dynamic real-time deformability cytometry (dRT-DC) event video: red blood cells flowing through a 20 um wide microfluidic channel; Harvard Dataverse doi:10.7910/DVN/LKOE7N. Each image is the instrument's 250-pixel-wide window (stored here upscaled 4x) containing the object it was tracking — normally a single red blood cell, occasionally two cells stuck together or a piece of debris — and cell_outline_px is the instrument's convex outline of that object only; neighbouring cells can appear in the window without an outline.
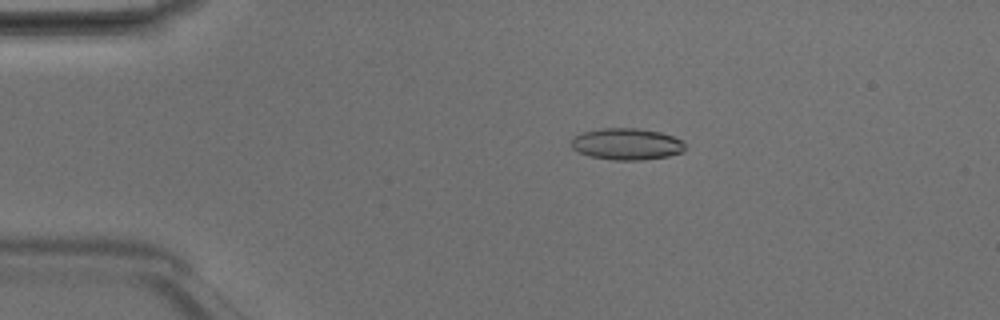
{"species": "Egyptian fruit bat (a non-hibernating species)", "species_latin": "Rousettus aegyptiacus", "temperature_condition": "room temperature", "stored_images_in_passage": 49, "camera_frame_rate_fps": 3000, "um_per_image_px": 0.085, "animal": {"sex": "male"}, "frame": {"image": 1, "passage_image": 10, "time_ms": 3.0, "image_size_px": [1000, 320], "cell_outline_px": [[688, 148], [684, 152], [668, 156], [644, 160], [612, 160], [588, 156], [572, 148], [572, 140], [576, 136], [584, 132], [600, 128], [636, 128], [660, 132], [672, 136], [680, 140]], "centroid_in_image_um": [53.31, 12.25], "position_along_channel_um": 31.7, "area_um2": 20.98}}
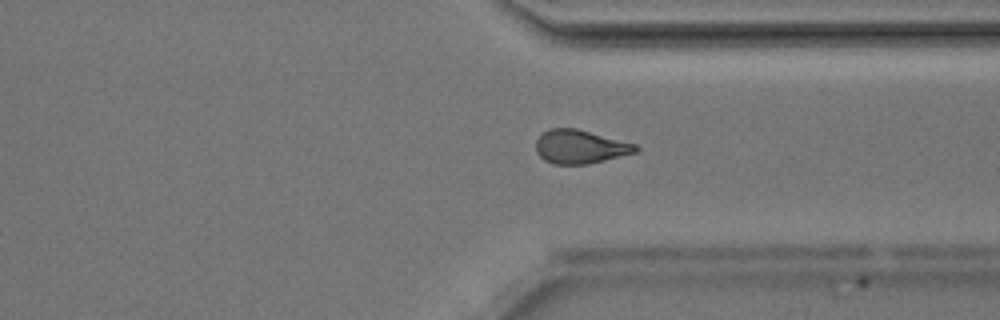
{"frame": {"image": 2, "passage_image": 37, "time_ms": 12.0, "image_size_px": [1000, 320], "cell_outline_px": [[640, 148], [636, 152], [588, 164], [552, 164], [544, 160], [536, 152], [536, 140], [548, 128], [576, 128], [636, 144]], "centroid_in_image_um": [49.29, 12.47], "position_along_channel_um": 362.1, "area_um2": 19.48}}
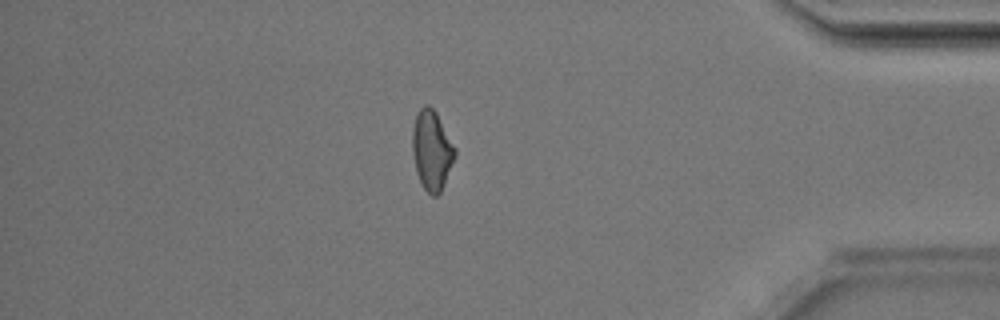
{"frame": {"image": 3, "passage_image": 42, "time_ms": 13.667, "image_size_px": [1000, 320], "cell_outline_px": [[456, 156], [444, 184], [440, 192], [436, 196], [432, 196], [424, 188], [416, 172], [412, 152], [412, 128], [416, 116], [420, 108], [424, 104], [428, 104], [436, 112], [456, 148]], "centroid_in_image_um": [36.7, 12.75], "position_along_channel_um": 398.5, "area_um2": 19.77}, "authors_computed_cell_mechanics": {"area_um2": 20.0566, "velocity_mm_per_s": 4.2157, "shape_relaxation_time_tau1_ms": 7.1255, "shape_relaxation_time_tau2_ms": 2.2437, "deformation_change_tau1": 0.1723, "deformation_change_tau2": 0.0928}}